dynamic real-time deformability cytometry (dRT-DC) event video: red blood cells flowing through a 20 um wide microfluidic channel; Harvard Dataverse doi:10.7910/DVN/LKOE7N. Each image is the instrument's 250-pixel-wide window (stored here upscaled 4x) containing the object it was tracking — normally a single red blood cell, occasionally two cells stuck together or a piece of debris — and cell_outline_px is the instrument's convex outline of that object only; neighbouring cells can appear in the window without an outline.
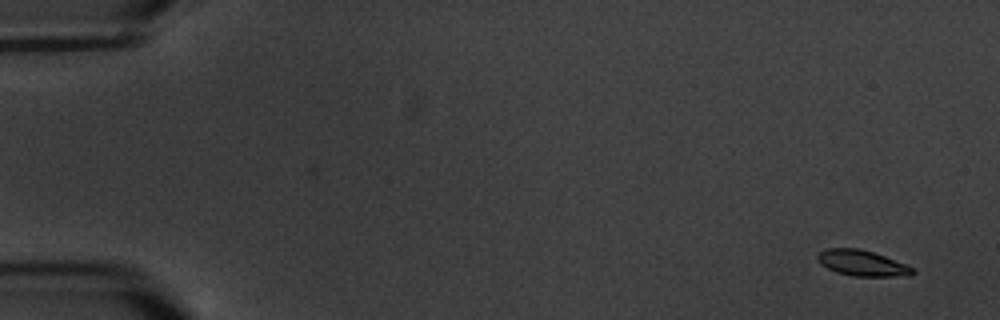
{"species": "common noctule bat (a hibernating species)", "species_latin": "Nyctalus noctula", "temperature_condition": "warm", "stored_images_in_passage": 6, "camera_frame_rate_fps": 3000, "um_per_image_px": 0.085, "animal": {"sex": "male", "body_mass_g": 20.1, "forearm_length_mm": 53.5}, "frame": {"image": 1, "passage_image": 1, "time_ms": 0.0, "image_size_px": [1000, 320], "cell_outline_px": [[916, 272], [908, 276], [852, 276], [836, 272], [820, 264], [816, 256], [820, 252], [828, 248], [860, 248], [884, 256], [904, 264], [912, 268]], "centroid_in_image_um": [73.25, 22.36], "position_along_channel_um": 11.7, "area_um2": 14.1}}
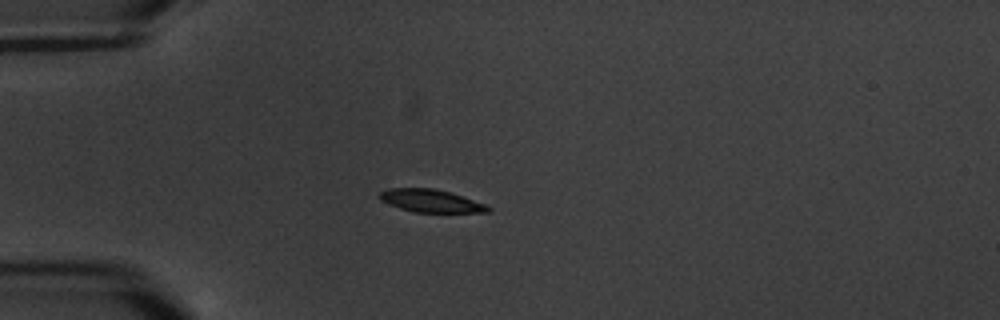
{"frame": {"image": 2, "passage_image": 5, "time_ms": 4.667, "image_size_px": [1000, 320], "cell_outline_px": [[492, 208], [488, 212], [416, 212], [400, 208], [388, 204], [380, 200], [376, 196], [380, 192], [388, 188], [432, 188], [448, 192], [484, 204]], "centroid_in_image_um": [36.54, 17.07], "position_along_channel_um": 48.5, "area_um2": 14.16}}